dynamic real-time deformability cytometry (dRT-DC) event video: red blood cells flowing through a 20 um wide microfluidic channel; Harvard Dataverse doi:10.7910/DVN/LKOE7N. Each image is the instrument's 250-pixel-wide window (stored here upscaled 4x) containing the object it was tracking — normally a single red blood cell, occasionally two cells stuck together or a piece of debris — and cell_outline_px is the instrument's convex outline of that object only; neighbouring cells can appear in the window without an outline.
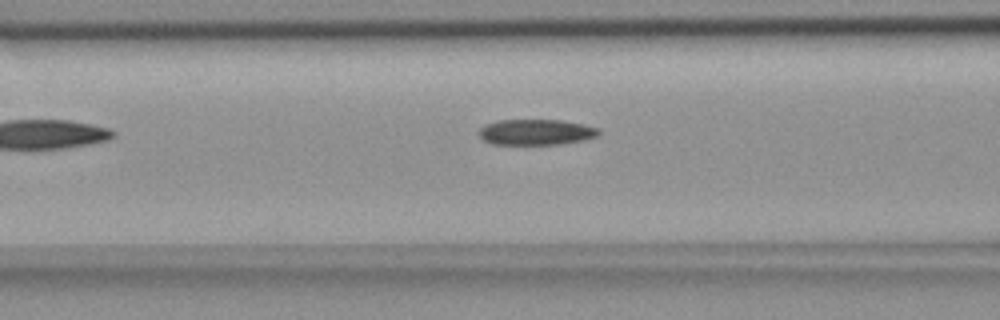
{"species": "common noctule bat (a hibernating species)", "species_latin": "Nyctalus noctula", "temperature_condition": "room temperature", "stored_images_in_passage": 28, "camera_frame_rate_fps": 3000, "um_per_image_px": 0.085, "animal": {"sex": "female", "body_mass_g": 18.4}, "frame": {"image": 1, "passage_image": 5, "time_ms": 1.333, "image_size_px": [1000, 320], "cell_outline_px": [[600, 132], [596, 136], [584, 140], [560, 144], [492, 144], [484, 140], [476, 132], [484, 124], [496, 120], [560, 120], [584, 124], [600, 128]], "centroid_in_image_um": [45.54, 11.22], "position_along_channel_um": 121.1, "area_um2": 18.09}}
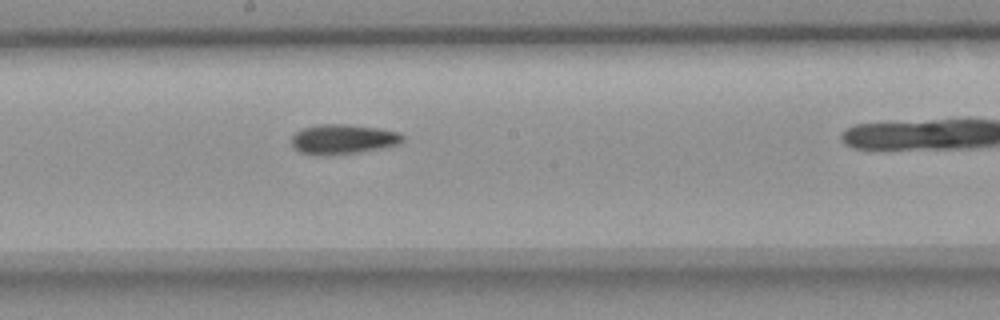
{"frame": {"image": 2, "passage_image": 13, "time_ms": 4.0, "image_size_px": [1000, 320], "cell_outline_px": [[404, 140], [400, 144], [380, 148], [356, 152], [324, 156], [320, 156], [300, 152], [292, 144], [292, 136], [296, 132], [304, 128], [320, 124], [348, 124], [376, 128], [400, 132], [404, 136]], "centroid_in_image_um": [29.17, 11.83], "position_along_channel_um": 219.0, "area_um2": 19.19}}
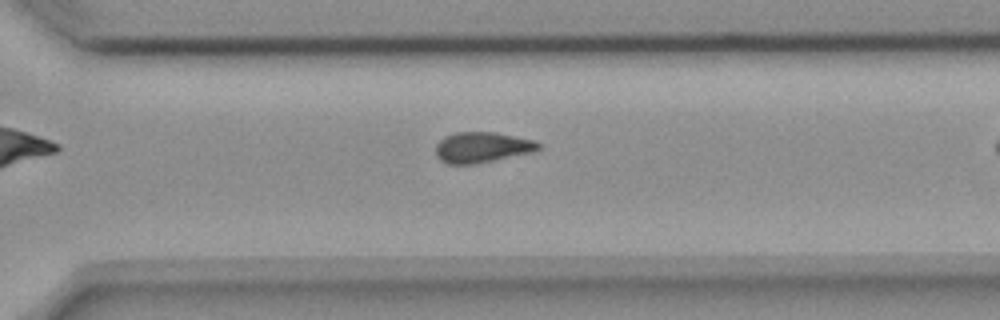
{"frame": {"image": 3, "passage_image": 22, "time_ms": 7.0, "image_size_px": [1000, 320], "cell_outline_px": [[544, 144], [540, 148], [532, 152], [476, 164], [448, 164], [440, 160], [436, 156], [436, 144], [444, 136], [456, 132], [496, 132], [536, 140]], "centroid_in_image_um": [41.0, 12.51], "position_along_channel_um": 329.6, "area_um2": 18.55}}